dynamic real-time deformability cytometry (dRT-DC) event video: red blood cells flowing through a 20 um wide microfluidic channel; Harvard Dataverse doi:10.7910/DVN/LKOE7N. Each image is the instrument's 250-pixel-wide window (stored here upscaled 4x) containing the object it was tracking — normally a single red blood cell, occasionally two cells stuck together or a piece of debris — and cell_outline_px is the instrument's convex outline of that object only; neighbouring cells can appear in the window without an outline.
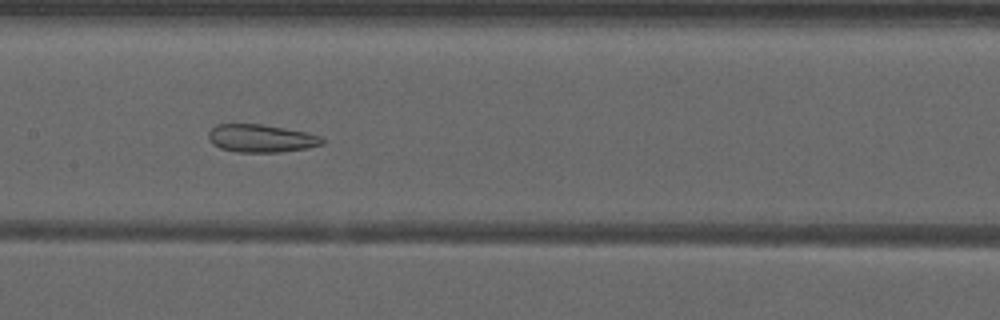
{"species": "common noctule bat (a hibernating species)", "species_latin": "Nyctalus noctula", "temperature_condition": "warm", "stored_images_in_passage": 52, "camera_frame_rate_fps": 3000, "um_per_image_px": 0.085, "animal": {"sex": "male", "forearm_length_mm": 52.5}, "frame": {"image": 1, "passage_image": 26, "time_ms": 8.333, "image_size_px": [1000, 320], "cell_outline_px": [[324, 144], [308, 148], [280, 152], [236, 152], [220, 148], [212, 144], [208, 140], [208, 132], [216, 124], [260, 124], [304, 132], [320, 136], [324, 140]], "centroid_in_image_um": [22.15, 11.77], "position_along_channel_um": 185.2, "area_um2": 18.44}}
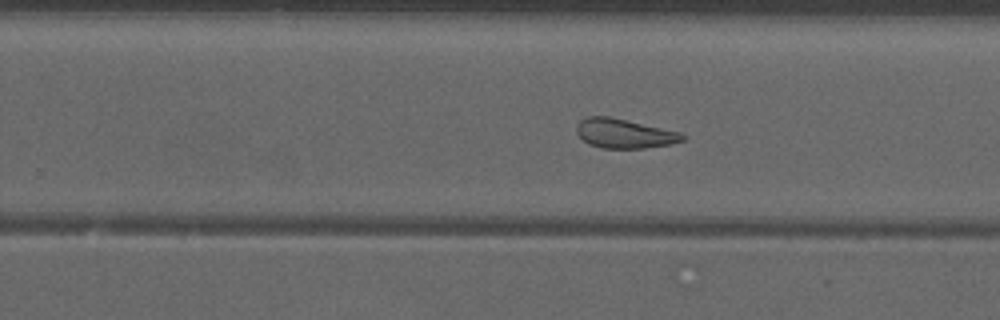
{"frame": {"image": 2, "passage_image": 33, "time_ms": 10.667, "image_size_px": [1000, 320], "cell_outline_px": [[684, 140], [672, 144], [644, 148], [604, 148], [588, 144], [576, 132], [576, 124], [584, 116], [608, 116], [680, 132], [684, 136]], "centroid_in_image_um": [53.03, 11.34], "position_along_channel_um": 276.8, "area_um2": 18.03}}
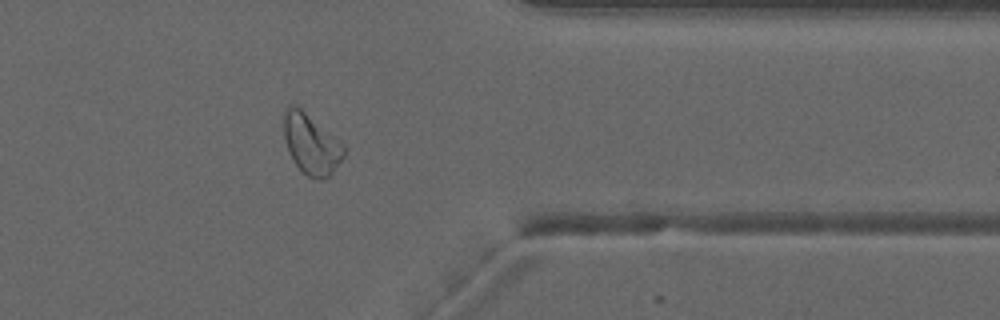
{"frame": {"image": 3, "passage_image": 42, "time_ms": 13.667, "image_size_px": [1000, 320], "cell_outline_px": [[344, 156], [332, 172], [328, 176], [320, 180], [316, 180], [308, 176], [296, 164], [288, 152], [284, 136], [284, 116], [288, 104], [296, 104], [344, 144]], "centroid_in_image_um": [26.44, 12.23], "position_along_channel_um": 385.0, "area_um2": 20.87}, "authors_computed_cell_mechanics": {"area_um2": 23.8425, "velocity_mm_per_s": 3.9564, "shape_relaxation_time_tau1_ms": null, "shape_relaxation_time_tau2_ms": 2.0727, "deformation_change_tau1": null, "deformation_change_tau2": 0.1027}}